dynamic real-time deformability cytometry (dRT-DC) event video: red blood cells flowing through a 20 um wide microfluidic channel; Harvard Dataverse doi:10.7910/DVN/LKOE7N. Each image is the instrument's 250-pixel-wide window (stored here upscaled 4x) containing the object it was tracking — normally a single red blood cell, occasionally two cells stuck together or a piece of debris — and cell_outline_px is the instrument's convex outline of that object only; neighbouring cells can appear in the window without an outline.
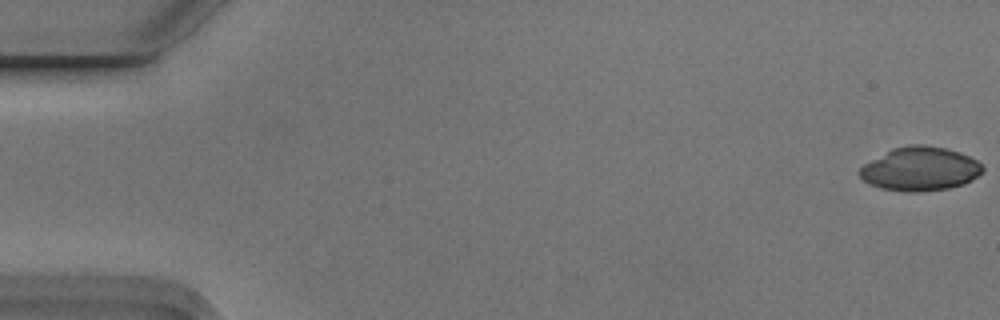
{"species": "Egyptian fruit bat (a non-hibernating species)", "species_latin": "Rousettus aegyptiacus", "temperature_condition": "cold", "stored_images_in_passage": 6, "camera_frame_rate_fps": 3000, "um_per_image_px": 0.085, "animal": {"sex": "male"}, "frame": {"image": 1, "passage_image": 1, "time_ms": 0.0, "image_size_px": [1000, 320], "cell_outline_px": [[984, 172], [972, 180], [964, 184], [948, 188], [920, 192], [908, 192], [880, 188], [868, 184], [856, 172], [864, 164], [892, 148], [912, 144], [924, 144], [944, 148], [960, 152], [976, 160], [984, 168]], "centroid_in_image_um": [78.2, 14.36], "position_along_channel_um": 6.8, "area_um2": 31.56}}
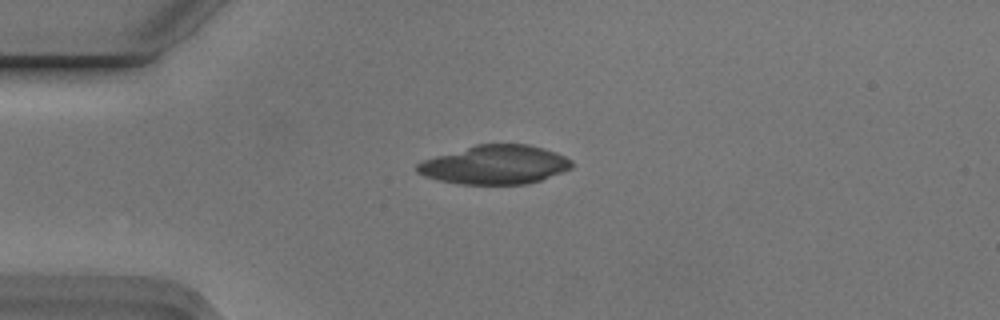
{"frame": {"image": 2, "passage_image": 4, "time_ms": 1.0, "image_size_px": [1000, 320], "cell_outline_px": [[572, 168], [540, 180], [524, 184], [460, 184], [440, 180], [424, 176], [416, 172], [416, 164], [424, 160], [436, 156], [476, 144], [528, 144], [544, 148], [556, 152], [572, 160]], "centroid_in_image_um": [42.07, 14.0], "position_along_channel_um": 42.9, "area_um2": 34.85}}